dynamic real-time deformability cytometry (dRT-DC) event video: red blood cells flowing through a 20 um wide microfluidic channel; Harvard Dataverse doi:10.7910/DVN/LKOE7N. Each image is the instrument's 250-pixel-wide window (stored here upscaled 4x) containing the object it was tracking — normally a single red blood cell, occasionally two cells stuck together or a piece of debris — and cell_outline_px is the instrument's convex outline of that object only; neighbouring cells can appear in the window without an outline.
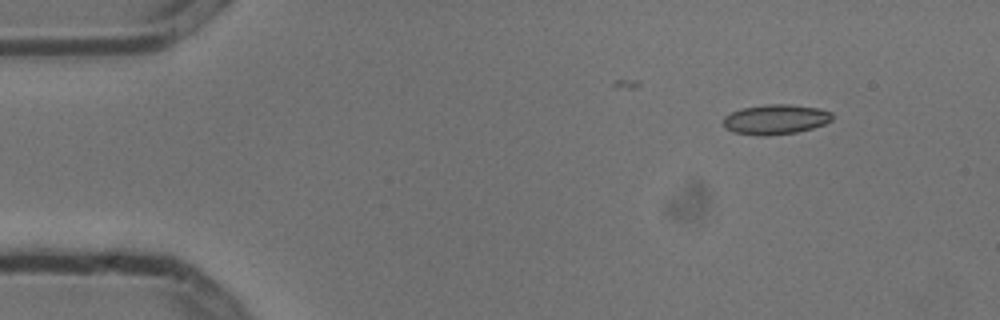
{"species": "common noctule bat (a hibernating species)", "species_latin": "Nyctalus noctula", "temperature_condition": "cold", "stored_images_in_passage": 4, "camera_frame_rate_fps": 3000, "um_per_image_px": 0.085, "animal": {"sex": "male", "body_mass_g": 13.3}, "frame": {"image": 1, "passage_image": 1, "time_ms": 0.0, "image_size_px": [1000, 320], "cell_outline_px": [[832, 120], [824, 124], [812, 128], [796, 132], [768, 136], [760, 136], [736, 132], [728, 128], [724, 124], [724, 116], [740, 108], [768, 104], [788, 104], [816, 108], [832, 112]], "centroid_in_image_um": [65.93, 10.14], "position_along_channel_um": 19.1, "area_um2": 18.79}}
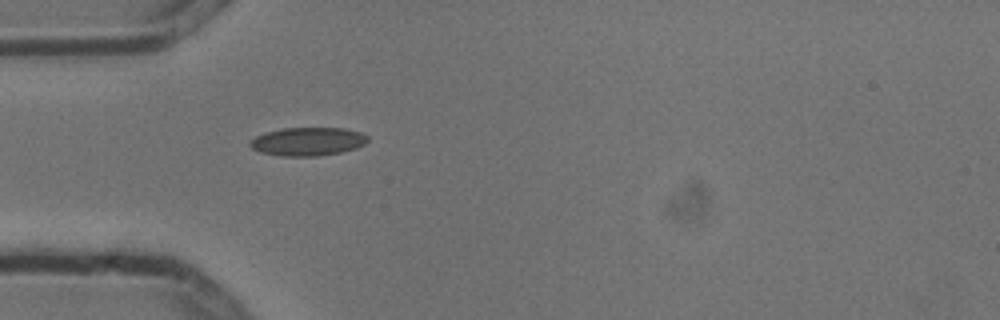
{"frame": {"image": 2, "passage_image": 4, "time_ms": 1.0, "image_size_px": [1000, 320], "cell_outline_px": [[368, 140], [364, 144], [356, 148], [340, 152], [316, 156], [280, 156], [260, 152], [252, 148], [248, 144], [256, 136], [280, 128], [344, 128], [360, 132], [368, 136]], "centroid_in_image_um": [26.16, 12.03], "position_along_channel_um": 58.8, "area_um2": 19.36}}